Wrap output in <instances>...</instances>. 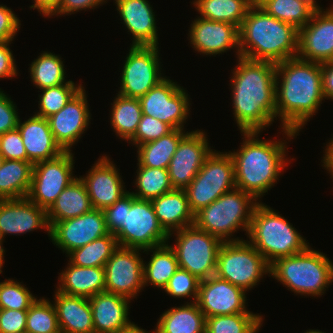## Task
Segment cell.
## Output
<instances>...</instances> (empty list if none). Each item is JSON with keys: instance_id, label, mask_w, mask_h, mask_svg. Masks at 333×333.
Wrapping results in <instances>:
<instances>
[{"instance_id": "cell-45", "label": "cell", "mask_w": 333, "mask_h": 333, "mask_svg": "<svg viewBox=\"0 0 333 333\" xmlns=\"http://www.w3.org/2000/svg\"><path fill=\"white\" fill-rule=\"evenodd\" d=\"M200 281L189 271L179 267L169 279L164 291L174 298L191 297L193 298L192 301L196 302Z\"/></svg>"}, {"instance_id": "cell-38", "label": "cell", "mask_w": 333, "mask_h": 333, "mask_svg": "<svg viewBox=\"0 0 333 333\" xmlns=\"http://www.w3.org/2000/svg\"><path fill=\"white\" fill-rule=\"evenodd\" d=\"M118 247L116 236L108 233L70 252L69 262L81 267H104Z\"/></svg>"}, {"instance_id": "cell-11", "label": "cell", "mask_w": 333, "mask_h": 333, "mask_svg": "<svg viewBox=\"0 0 333 333\" xmlns=\"http://www.w3.org/2000/svg\"><path fill=\"white\" fill-rule=\"evenodd\" d=\"M175 233L176 244L170 247L176 254L179 267L199 280L215 275L218 251L223 242L194 224Z\"/></svg>"}, {"instance_id": "cell-7", "label": "cell", "mask_w": 333, "mask_h": 333, "mask_svg": "<svg viewBox=\"0 0 333 333\" xmlns=\"http://www.w3.org/2000/svg\"><path fill=\"white\" fill-rule=\"evenodd\" d=\"M258 203L251 194L234 188L196 212L194 225L222 242L242 241L231 236L240 228L248 233L252 213Z\"/></svg>"}, {"instance_id": "cell-30", "label": "cell", "mask_w": 333, "mask_h": 333, "mask_svg": "<svg viewBox=\"0 0 333 333\" xmlns=\"http://www.w3.org/2000/svg\"><path fill=\"white\" fill-rule=\"evenodd\" d=\"M93 209L84 182L80 177L74 179L56 198L46 211L51 228L56 222L81 216Z\"/></svg>"}, {"instance_id": "cell-49", "label": "cell", "mask_w": 333, "mask_h": 333, "mask_svg": "<svg viewBox=\"0 0 333 333\" xmlns=\"http://www.w3.org/2000/svg\"><path fill=\"white\" fill-rule=\"evenodd\" d=\"M0 89V135L17 128L19 116L16 105Z\"/></svg>"}, {"instance_id": "cell-15", "label": "cell", "mask_w": 333, "mask_h": 333, "mask_svg": "<svg viewBox=\"0 0 333 333\" xmlns=\"http://www.w3.org/2000/svg\"><path fill=\"white\" fill-rule=\"evenodd\" d=\"M141 249L118 247L104 265L105 291L129 298L143 289V258Z\"/></svg>"}, {"instance_id": "cell-31", "label": "cell", "mask_w": 333, "mask_h": 333, "mask_svg": "<svg viewBox=\"0 0 333 333\" xmlns=\"http://www.w3.org/2000/svg\"><path fill=\"white\" fill-rule=\"evenodd\" d=\"M206 318L196 302L173 307L158 319L155 333H205Z\"/></svg>"}, {"instance_id": "cell-3", "label": "cell", "mask_w": 333, "mask_h": 333, "mask_svg": "<svg viewBox=\"0 0 333 333\" xmlns=\"http://www.w3.org/2000/svg\"><path fill=\"white\" fill-rule=\"evenodd\" d=\"M241 133L245 141L240 150L229 151L234 163L236 188L258 200L277 183L286 167L287 142L259 140L257 137L261 132L257 131Z\"/></svg>"}, {"instance_id": "cell-60", "label": "cell", "mask_w": 333, "mask_h": 333, "mask_svg": "<svg viewBox=\"0 0 333 333\" xmlns=\"http://www.w3.org/2000/svg\"><path fill=\"white\" fill-rule=\"evenodd\" d=\"M305 333H324V332H322V331H319V330H307Z\"/></svg>"}, {"instance_id": "cell-42", "label": "cell", "mask_w": 333, "mask_h": 333, "mask_svg": "<svg viewBox=\"0 0 333 333\" xmlns=\"http://www.w3.org/2000/svg\"><path fill=\"white\" fill-rule=\"evenodd\" d=\"M26 332L61 333L53 304L45 298L36 299L27 310Z\"/></svg>"}, {"instance_id": "cell-18", "label": "cell", "mask_w": 333, "mask_h": 333, "mask_svg": "<svg viewBox=\"0 0 333 333\" xmlns=\"http://www.w3.org/2000/svg\"><path fill=\"white\" fill-rule=\"evenodd\" d=\"M297 57L320 64L333 60V7L315 11L298 30Z\"/></svg>"}, {"instance_id": "cell-22", "label": "cell", "mask_w": 333, "mask_h": 333, "mask_svg": "<svg viewBox=\"0 0 333 333\" xmlns=\"http://www.w3.org/2000/svg\"><path fill=\"white\" fill-rule=\"evenodd\" d=\"M190 43L200 54L217 55L236 48L239 55V27L226 22L195 19L190 27Z\"/></svg>"}, {"instance_id": "cell-35", "label": "cell", "mask_w": 333, "mask_h": 333, "mask_svg": "<svg viewBox=\"0 0 333 333\" xmlns=\"http://www.w3.org/2000/svg\"><path fill=\"white\" fill-rule=\"evenodd\" d=\"M255 0H195L201 18L234 24L240 28L243 19Z\"/></svg>"}, {"instance_id": "cell-4", "label": "cell", "mask_w": 333, "mask_h": 333, "mask_svg": "<svg viewBox=\"0 0 333 333\" xmlns=\"http://www.w3.org/2000/svg\"><path fill=\"white\" fill-rule=\"evenodd\" d=\"M298 29L266 14L255 3L239 28V55L254 61L280 63L296 58Z\"/></svg>"}, {"instance_id": "cell-48", "label": "cell", "mask_w": 333, "mask_h": 333, "mask_svg": "<svg viewBox=\"0 0 333 333\" xmlns=\"http://www.w3.org/2000/svg\"><path fill=\"white\" fill-rule=\"evenodd\" d=\"M27 310L1 309L0 333L26 332Z\"/></svg>"}, {"instance_id": "cell-20", "label": "cell", "mask_w": 333, "mask_h": 333, "mask_svg": "<svg viewBox=\"0 0 333 333\" xmlns=\"http://www.w3.org/2000/svg\"><path fill=\"white\" fill-rule=\"evenodd\" d=\"M90 114L86 91L82 87L59 112L47 118L56 142L64 151H71L87 129Z\"/></svg>"}, {"instance_id": "cell-53", "label": "cell", "mask_w": 333, "mask_h": 333, "mask_svg": "<svg viewBox=\"0 0 333 333\" xmlns=\"http://www.w3.org/2000/svg\"><path fill=\"white\" fill-rule=\"evenodd\" d=\"M107 1V0H106ZM105 0H61L59 8L51 15H63V14H72L76 11L79 12L85 9L97 8L100 4L106 2Z\"/></svg>"}, {"instance_id": "cell-24", "label": "cell", "mask_w": 333, "mask_h": 333, "mask_svg": "<svg viewBox=\"0 0 333 333\" xmlns=\"http://www.w3.org/2000/svg\"><path fill=\"white\" fill-rule=\"evenodd\" d=\"M117 11L128 32L132 45L158 46L155 13L148 0H114Z\"/></svg>"}, {"instance_id": "cell-21", "label": "cell", "mask_w": 333, "mask_h": 333, "mask_svg": "<svg viewBox=\"0 0 333 333\" xmlns=\"http://www.w3.org/2000/svg\"><path fill=\"white\" fill-rule=\"evenodd\" d=\"M93 165L88 174L80 179L85 184L93 208L104 210L128 191L124 189L119 170L107 156H102Z\"/></svg>"}, {"instance_id": "cell-56", "label": "cell", "mask_w": 333, "mask_h": 333, "mask_svg": "<svg viewBox=\"0 0 333 333\" xmlns=\"http://www.w3.org/2000/svg\"><path fill=\"white\" fill-rule=\"evenodd\" d=\"M322 162L324 163L322 166L329 171V174L333 177V138L327 144L325 149V155L323 156Z\"/></svg>"}, {"instance_id": "cell-46", "label": "cell", "mask_w": 333, "mask_h": 333, "mask_svg": "<svg viewBox=\"0 0 333 333\" xmlns=\"http://www.w3.org/2000/svg\"><path fill=\"white\" fill-rule=\"evenodd\" d=\"M173 128L167 123L152 116L142 114L135 135L129 140L133 145L139 146L167 135ZM131 141V142H130Z\"/></svg>"}, {"instance_id": "cell-59", "label": "cell", "mask_w": 333, "mask_h": 333, "mask_svg": "<svg viewBox=\"0 0 333 333\" xmlns=\"http://www.w3.org/2000/svg\"><path fill=\"white\" fill-rule=\"evenodd\" d=\"M4 249H0V273H2V266H3V261H4Z\"/></svg>"}, {"instance_id": "cell-39", "label": "cell", "mask_w": 333, "mask_h": 333, "mask_svg": "<svg viewBox=\"0 0 333 333\" xmlns=\"http://www.w3.org/2000/svg\"><path fill=\"white\" fill-rule=\"evenodd\" d=\"M30 75L35 85L40 90L55 87L66 83L65 69L61 57L43 52L30 64Z\"/></svg>"}, {"instance_id": "cell-34", "label": "cell", "mask_w": 333, "mask_h": 333, "mask_svg": "<svg viewBox=\"0 0 333 333\" xmlns=\"http://www.w3.org/2000/svg\"><path fill=\"white\" fill-rule=\"evenodd\" d=\"M145 251L147 253L152 251L153 254L147 264L143 263L144 287L150 283V285L164 290L169 279L179 268L176 254L168 243L143 250V252Z\"/></svg>"}, {"instance_id": "cell-25", "label": "cell", "mask_w": 333, "mask_h": 333, "mask_svg": "<svg viewBox=\"0 0 333 333\" xmlns=\"http://www.w3.org/2000/svg\"><path fill=\"white\" fill-rule=\"evenodd\" d=\"M17 129L21 135L28 162L32 164L54 159L64 152L56 142L46 118L33 115L23 123L19 119Z\"/></svg>"}, {"instance_id": "cell-29", "label": "cell", "mask_w": 333, "mask_h": 333, "mask_svg": "<svg viewBox=\"0 0 333 333\" xmlns=\"http://www.w3.org/2000/svg\"><path fill=\"white\" fill-rule=\"evenodd\" d=\"M58 279L56 291L67 295L91 298L105 291L104 267H81L69 262Z\"/></svg>"}, {"instance_id": "cell-33", "label": "cell", "mask_w": 333, "mask_h": 333, "mask_svg": "<svg viewBox=\"0 0 333 333\" xmlns=\"http://www.w3.org/2000/svg\"><path fill=\"white\" fill-rule=\"evenodd\" d=\"M187 133L183 129H173L159 139L137 146V165L168 169L179 142Z\"/></svg>"}, {"instance_id": "cell-1", "label": "cell", "mask_w": 333, "mask_h": 333, "mask_svg": "<svg viewBox=\"0 0 333 333\" xmlns=\"http://www.w3.org/2000/svg\"><path fill=\"white\" fill-rule=\"evenodd\" d=\"M275 95L276 118L281 117L282 132L292 139L325 99L321 64L298 57L277 63Z\"/></svg>"}, {"instance_id": "cell-9", "label": "cell", "mask_w": 333, "mask_h": 333, "mask_svg": "<svg viewBox=\"0 0 333 333\" xmlns=\"http://www.w3.org/2000/svg\"><path fill=\"white\" fill-rule=\"evenodd\" d=\"M270 273V264L248 240L223 242L217 256L215 275L247 291Z\"/></svg>"}, {"instance_id": "cell-27", "label": "cell", "mask_w": 333, "mask_h": 333, "mask_svg": "<svg viewBox=\"0 0 333 333\" xmlns=\"http://www.w3.org/2000/svg\"><path fill=\"white\" fill-rule=\"evenodd\" d=\"M54 299L61 333H95L89 298L56 291Z\"/></svg>"}, {"instance_id": "cell-23", "label": "cell", "mask_w": 333, "mask_h": 333, "mask_svg": "<svg viewBox=\"0 0 333 333\" xmlns=\"http://www.w3.org/2000/svg\"><path fill=\"white\" fill-rule=\"evenodd\" d=\"M38 228L47 229L50 235L45 209L27 197L0 200V234L3 239L6 234L20 235Z\"/></svg>"}, {"instance_id": "cell-61", "label": "cell", "mask_w": 333, "mask_h": 333, "mask_svg": "<svg viewBox=\"0 0 333 333\" xmlns=\"http://www.w3.org/2000/svg\"><path fill=\"white\" fill-rule=\"evenodd\" d=\"M3 241H4V239L2 238V236H1V234H0V249H4V248L2 247Z\"/></svg>"}, {"instance_id": "cell-6", "label": "cell", "mask_w": 333, "mask_h": 333, "mask_svg": "<svg viewBox=\"0 0 333 333\" xmlns=\"http://www.w3.org/2000/svg\"><path fill=\"white\" fill-rule=\"evenodd\" d=\"M270 274L296 294L318 297L333 282V262L308 246L303 252L276 259Z\"/></svg>"}, {"instance_id": "cell-2", "label": "cell", "mask_w": 333, "mask_h": 333, "mask_svg": "<svg viewBox=\"0 0 333 333\" xmlns=\"http://www.w3.org/2000/svg\"><path fill=\"white\" fill-rule=\"evenodd\" d=\"M231 80L235 121L241 132H260L276 118V64L237 57Z\"/></svg>"}, {"instance_id": "cell-41", "label": "cell", "mask_w": 333, "mask_h": 333, "mask_svg": "<svg viewBox=\"0 0 333 333\" xmlns=\"http://www.w3.org/2000/svg\"><path fill=\"white\" fill-rule=\"evenodd\" d=\"M261 315L237 313L206 318L205 333H257L262 326Z\"/></svg>"}, {"instance_id": "cell-55", "label": "cell", "mask_w": 333, "mask_h": 333, "mask_svg": "<svg viewBox=\"0 0 333 333\" xmlns=\"http://www.w3.org/2000/svg\"><path fill=\"white\" fill-rule=\"evenodd\" d=\"M60 4L61 0H34V4L30 8L38 9L43 17H49L59 8Z\"/></svg>"}, {"instance_id": "cell-17", "label": "cell", "mask_w": 333, "mask_h": 333, "mask_svg": "<svg viewBox=\"0 0 333 333\" xmlns=\"http://www.w3.org/2000/svg\"><path fill=\"white\" fill-rule=\"evenodd\" d=\"M108 233L104 211L93 208L81 216L56 222L50 228L49 237L54 245L69 254Z\"/></svg>"}, {"instance_id": "cell-28", "label": "cell", "mask_w": 333, "mask_h": 333, "mask_svg": "<svg viewBox=\"0 0 333 333\" xmlns=\"http://www.w3.org/2000/svg\"><path fill=\"white\" fill-rule=\"evenodd\" d=\"M151 202L156 217L169 238L175 231L194 224V213L190 210L185 190L174 189Z\"/></svg>"}, {"instance_id": "cell-50", "label": "cell", "mask_w": 333, "mask_h": 333, "mask_svg": "<svg viewBox=\"0 0 333 333\" xmlns=\"http://www.w3.org/2000/svg\"><path fill=\"white\" fill-rule=\"evenodd\" d=\"M11 8L0 5V42H12L20 28V20Z\"/></svg>"}, {"instance_id": "cell-57", "label": "cell", "mask_w": 333, "mask_h": 333, "mask_svg": "<svg viewBox=\"0 0 333 333\" xmlns=\"http://www.w3.org/2000/svg\"><path fill=\"white\" fill-rule=\"evenodd\" d=\"M116 333H148L144 329H141L140 327L135 325V323L132 322V324L124 329H121L120 331H117ZM155 333V331L153 332Z\"/></svg>"}, {"instance_id": "cell-40", "label": "cell", "mask_w": 333, "mask_h": 333, "mask_svg": "<svg viewBox=\"0 0 333 333\" xmlns=\"http://www.w3.org/2000/svg\"><path fill=\"white\" fill-rule=\"evenodd\" d=\"M135 180L138 192L131 193L140 200H152L174 190L168 169L138 166Z\"/></svg>"}, {"instance_id": "cell-32", "label": "cell", "mask_w": 333, "mask_h": 333, "mask_svg": "<svg viewBox=\"0 0 333 333\" xmlns=\"http://www.w3.org/2000/svg\"><path fill=\"white\" fill-rule=\"evenodd\" d=\"M32 171L31 162L5 159L0 167V200L27 197Z\"/></svg>"}, {"instance_id": "cell-44", "label": "cell", "mask_w": 333, "mask_h": 333, "mask_svg": "<svg viewBox=\"0 0 333 333\" xmlns=\"http://www.w3.org/2000/svg\"><path fill=\"white\" fill-rule=\"evenodd\" d=\"M37 298L21 282L6 279L0 282V308L28 310Z\"/></svg>"}, {"instance_id": "cell-37", "label": "cell", "mask_w": 333, "mask_h": 333, "mask_svg": "<svg viewBox=\"0 0 333 333\" xmlns=\"http://www.w3.org/2000/svg\"><path fill=\"white\" fill-rule=\"evenodd\" d=\"M255 4L266 14L293 25L304 27L315 12L308 4L299 0H255Z\"/></svg>"}, {"instance_id": "cell-47", "label": "cell", "mask_w": 333, "mask_h": 333, "mask_svg": "<svg viewBox=\"0 0 333 333\" xmlns=\"http://www.w3.org/2000/svg\"><path fill=\"white\" fill-rule=\"evenodd\" d=\"M0 154L4 159L28 161L18 129L0 135Z\"/></svg>"}, {"instance_id": "cell-19", "label": "cell", "mask_w": 333, "mask_h": 333, "mask_svg": "<svg viewBox=\"0 0 333 333\" xmlns=\"http://www.w3.org/2000/svg\"><path fill=\"white\" fill-rule=\"evenodd\" d=\"M246 291L213 275L199 284L196 303L205 318L216 315L252 313L246 310Z\"/></svg>"}, {"instance_id": "cell-43", "label": "cell", "mask_w": 333, "mask_h": 333, "mask_svg": "<svg viewBox=\"0 0 333 333\" xmlns=\"http://www.w3.org/2000/svg\"><path fill=\"white\" fill-rule=\"evenodd\" d=\"M82 87V84L76 86L69 80L62 85L42 89V94L39 95V112L35 115L47 119L56 114Z\"/></svg>"}, {"instance_id": "cell-10", "label": "cell", "mask_w": 333, "mask_h": 333, "mask_svg": "<svg viewBox=\"0 0 333 333\" xmlns=\"http://www.w3.org/2000/svg\"><path fill=\"white\" fill-rule=\"evenodd\" d=\"M234 188L236 183L232 157L227 152L212 151L185 189L190 210L195 214Z\"/></svg>"}, {"instance_id": "cell-58", "label": "cell", "mask_w": 333, "mask_h": 333, "mask_svg": "<svg viewBox=\"0 0 333 333\" xmlns=\"http://www.w3.org/2000/svg\"><path fill=\"white\" fill-rule=\"evenodd\" d=\"M306 4H308L314 11H321L322 8L318 6L317 2L315 0H299Z\"/></svg>"}, {"instance_id": "cell-26", "label": "cell", "mask_w": 333, "mask_h": 333, "mask_svg": "<svg viewBox=\"0 0 333 333\" xmlns=\"http://www.w3.org/2000/svg\"><path fill=\"white\" fill-rule=\"evenodd\" d=\"M129 301V298L106 291L89 298L94 332L116 333L130 326Z\"/></svg>"}, {"instance_id": "cell-62", "label": "cell", "mask_w": 333, "mask_h": 333, "mask_svg": "<svg viewBox=\"0 0 333 333\" xmlns=\"http://www.w3.org/2000/svg\"><path fill=\"white\" fill-rule=\"evenodd\" d=\"M5 159L3 158V156L0 154V167L2 166V163Z\"/></svg>"}, {"instance_id": "cell-12", "label": "cell", "mask_w": 333, "mask_h": 333, "mask_svg": "<svg viewBox=\"0 0 333 333\" xmlns=\"http://www.w3.org/2000/svg\"><path fill=\"white\" fill-rule=\"evenodd\" d=\"M158 50V46L131 45L122 68L119 95L139 99L165 78Z\"/></svg>"}, {"instance_id": "cell-5", "label": "cell", "mask_w": 333, "mask_h": 333, "mask_svg": "<svg viewBox=\"0 0 333 333\" xmlns=\"http://www.w3.org/2000/svg\"><path fill=\"white\" fill-rule=\"evenodd\" d=\"M272 209L259 201L247 233L248 242L270 265L278 258L303 252L309 246L297 229Z\"/></svg>"}, {"instance_id": "cell-51", "label": "cell", "mask_w": 333, "mask_h": 333, "mask_svg": "<svg viewBox=\"0 0 333 333\" xmlns=\"http://www.w3.org/2000/svg\"><path fill=\"white\" fill-rule=\"evenodd\" d=\"M103 211L108 232L115 234L122 227V222H124L125 195L113 205L106 207Z\"/></svg>"}, {"instance_id": "cell-16", "label": "cell", "mask_w": 333, "mask_h": 333, "mask_svg": "<svg viewBox=\"0 0 333 333\" xmlns=\"http://www.w3.org/2000/svg\"><path fill=\"white\" fill-rule=\"evenodd\" d=\"M205 132H188L179 142L168 166L174 189L185 190L200 171L213 149L209 147Z\"/></svg>"}, {"instance_id": "cell-8", "label": "cell", "mask_w": 333, "mask_h": 333, "mask_svg": "<svg viewBox=\"0 0 333 333\" xmlns=\"http://www.w3.org/2000/svg\"><path fill=\"white\" fill-rule=\"evenodd\" d=\"M114 235L120 247L141 250L166 244L169 240V234L159 223L151 200L137 199L129 191L125 194L124 222Z\"/></svg>"}, {"instance_id": "cell-54", "label": "cell", "mask_w": 333, "mask_h": 333, "mask_svg": "<svg viewBox=\"0 0 333 333\" xmlns=\"http://www.w3.org/2000/svg\"><path fill=\"white\" fill-rule=\"evenodd\" d=\"M321 67L324 97L333 100V60L321 64Z\"/></svg>"}, {"instance_id": "cell-14", "label": "cell", "mask_w": 333, "mask_h": 333, "mask_svg": "<svg viewBox=\"0 0 333 333\" xmlns=\"http://www.w3.org/2000/svg\"><path fill=\"white\" fill-rule=\"evenodd\" d=\"M188 93L177 83L165 78L139 98L142 113L170 125L184 129L190 110Z\"/></svg>"}, {"instance_id": "cell-36", "label": "cell", "mask_w": 333, "mask_h": 333, "mask_svg": "<svg viewBox=\"0 0 333 333\" xmlns=\"http://www.w3.org/2000/svg\"><path fill=\"white\" fill-rule=\"evenodd\" d=\"M110 123L120 139L129 141L136 133L142 117L141 104L138 98H128L117 94L113 101Z\"/></svg>"}, {"instance_id": "cell-13", "label": "cell", "mask_w": 333, "mask_h": 333, "mask_svg": "<svg viewBox=\"0 0 333 333\" xmlns=\"http://www.w3.org/2000/svg\"><path fill=\"white\" fill-rule=\"evenodd\" d=\"M74 155L64 151L58 157L33 164L31 187L27 198L46 211L74 177Z\"/></svg>"}, {"instance_id": "cell-52", "label": "cell", "mask_w": 333, "mask_h": 333, "mask_svg": "<svg viewBox=\"0 0 333 333\" xmlns=\"http://www.w3.org/2000/svg\"><path fill=\"white\" fill-rule=\"evenodd\" d=\"M11 42H0V79L17 76V65L9 47Z\"/></svg>"}]
</instances>
